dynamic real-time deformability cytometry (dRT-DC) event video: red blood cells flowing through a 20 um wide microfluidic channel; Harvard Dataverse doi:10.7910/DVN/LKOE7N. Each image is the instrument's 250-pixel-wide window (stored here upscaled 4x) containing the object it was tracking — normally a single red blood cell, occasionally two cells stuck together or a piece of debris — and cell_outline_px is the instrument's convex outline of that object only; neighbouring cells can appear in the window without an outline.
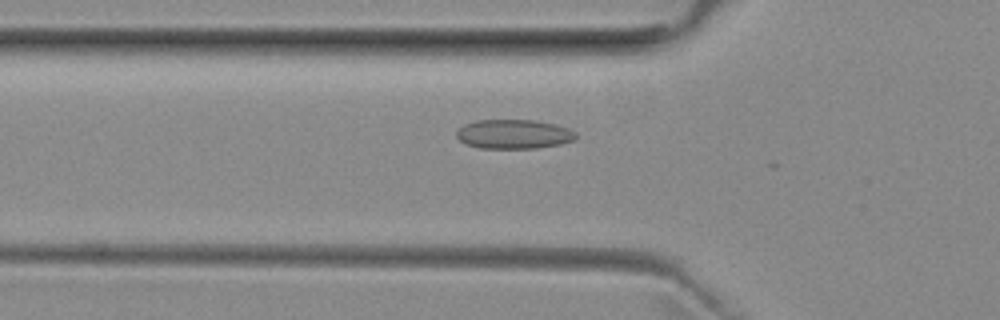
{"species": "common noctule bat (a hibernating species)", "species_latin": "Nyctalus noctula", "temperature_condition": "room temperature", "stored_images_in_passage": 10, "camera_frame_rate_fps": 3000, "um_per_image_px": 0.085, "animal": {"sex": "female", "body_mass_g": 29.2, "forearm_length_mm": 56.3}, "frame": {"image": 1, "passage_image": 6, "time_ms": 1.667, "image_size_px": [1000, 320], "cell_outline_px": [[576, 140], [560, 144], [536, 148], [480, 148], [464, 144], [456, 136], [456, 132], [464, 124], [476, 120], [536, 120], [556, 124], [568, 128], [576, 132]], "centroid_in_image_um": [43.68, 11.4], "position_along_channel_um": 82.1, "area_um2": 20.52}}
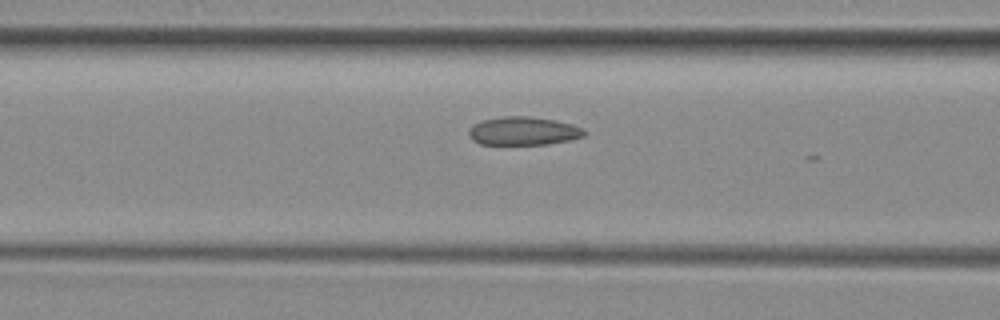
{"frame": {"image": 2, "passage_image": 9, "time_ms": 2.667, "image_size_px": [1000, 320], "cell_outline_px": [[584, 136], [568, 140], [548, 144], [480, 144], [472, 140], [468, 132], [476, 124], [484, 120], [500, 116], [528, 116], [556, 120], [572, 124], [584, 128]], "centroid_in_image_um": [44.51, 11.13], "position_along_channel_um": 122.1, "area_um2": 18.9}}